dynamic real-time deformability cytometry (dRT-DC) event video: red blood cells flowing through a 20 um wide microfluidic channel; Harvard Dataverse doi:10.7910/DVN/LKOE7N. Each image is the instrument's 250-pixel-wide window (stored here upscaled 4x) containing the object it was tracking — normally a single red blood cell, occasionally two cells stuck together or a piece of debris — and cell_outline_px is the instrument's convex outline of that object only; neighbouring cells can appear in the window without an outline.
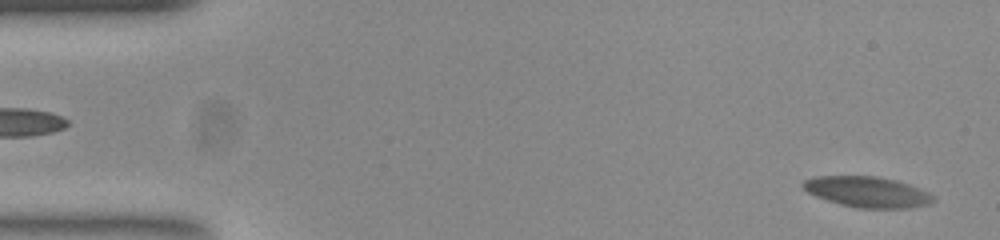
{"species": "common noctule bat (a hibernating species)", "species_latin": "Nyctalus noctula", "temperature_condition": "room temperature", "stored_images_in_passage": 54, "camera_frame_rate_fps": 3000, "um_per_image_px": 0.085, "animal": {"sex": "female", "body_mass_g": 23.0, "forearm_length_mm": 53.4}, "frame": {"image": 1, "passage_image": 2, "time_ms": 0.333, "image_size_px": [1000, 240], "cell_outline_px": [[936, 200], [928, 204], [912, 208], [860, 208], [840, 204], [816, 196], [808, 192], [800, 184], [804, 180], [816, 176], [876, 176], [896, 180], [908, 184], [928, 192]], "centroid_in_image_um": [73.72, 16.31], "position_along_channel_um": 11.3, "area_um2": 23.18}}
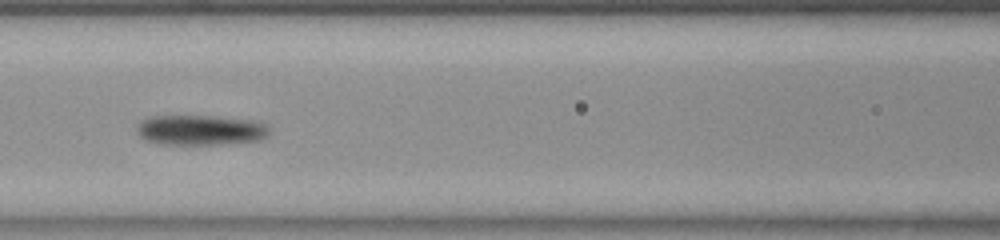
{"frame": {"image": 2, "passage_image": 23, "time_ms": 7.333, "image_size_px": [1000, 240], "cell_outline_px": [[268, 132], [260, 140], [212, 144], [160, 144], [148, 140], [140, 136], [140, 124], [144, 120], [156, 116], [208, 116], [248, 120], [264, 124], [268, 128]], "centroid_in_image_um": [17.04, 11.06], "position_along_channel_um": 149.6, "area_um2": 22.31}}
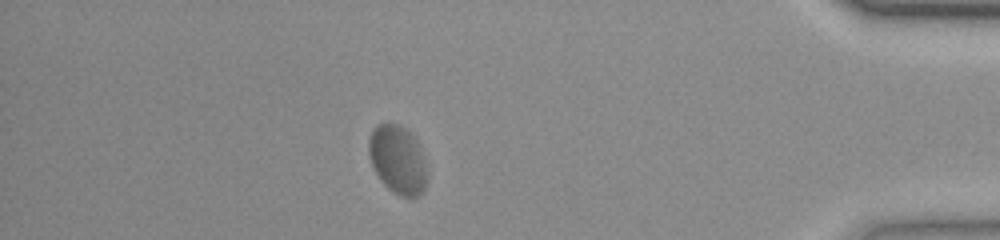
{"frame": {"image": 3, "passage_image": 47, "time_ms": 15.333, "image_size_px": [1000, 240], "cell_outline_px": [[428, 172], [424, 192], [420, 196], [412, 200], [400, 196], [388, 188], [380, 180], [372, 164], [368, 152], [368, 140], [372, 128], [376, 124], [400, 124], [416, 136]], "centroid_in_image_um": [33.83, 13.59], "position_along_channel_um": 401.4, "area_um2": 23.87}}